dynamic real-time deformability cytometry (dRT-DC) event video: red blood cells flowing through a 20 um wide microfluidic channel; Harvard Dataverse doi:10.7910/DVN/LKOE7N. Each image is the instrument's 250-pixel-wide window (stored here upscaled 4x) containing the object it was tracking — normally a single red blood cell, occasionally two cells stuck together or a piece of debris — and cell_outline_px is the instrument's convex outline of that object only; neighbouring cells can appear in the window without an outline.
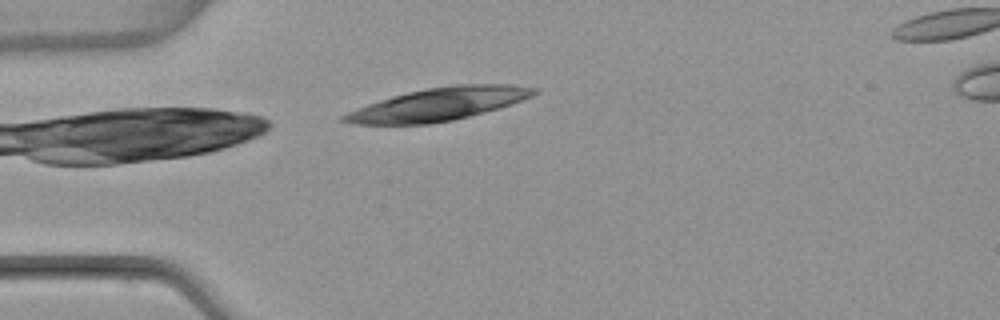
{"species": "common noctule bat (a hibernating species)", "species_latin": "Nyctalus noctula", "temperature_condition": "warm", "stored_images_in_passage": 2, "camera_frame_rate_fps": 3000, "um_per_image_px": 0.085, "animal": {"sex": "female", "body_mass_g": 22.7, "forearm_length_mm": 54.2}, "frame": {"image": 1, "passage_image": 1, "time_ms": 0.0, "image_size_px": [1000, 320], "cell_outline_px": [[540, 92], [524, 100], [500, 108], [452, 120], [428, 124], [352, 124], [340, 120], [340, 116], [348, 112], [368, 104], [392, 96], [408, 92], [428, 88], [456, 84], [512, 84], [540, 88]], "centroid_in_image_um": [37.34, 8.85], "position_along_channel_um": 47.7, "area_um2": 36.3}}